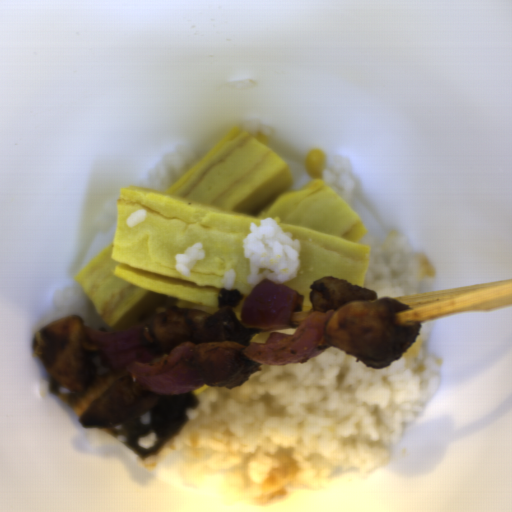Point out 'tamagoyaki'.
<instances>
[{"instance_id":"2","label":"tamagoyaki","mask_w":512,"mask_h":512,"mask_svg":"<svg viewBox=\"0 0 512 512\" xmlns=\"http://www.w3.org/2000/svg\"><path fill=\"white\" fill-rule=\"evenodd\" d=\"M211 385H207L205 382H204V385L201 386L200 388H197L195 390H192V391H189L191 394H193L195 397L197 395H199L201 392H203L204 390H206L208 387H210Z\"/></svg>"},{"instance_id":"1","label":"tamagoyaki","mask_w":512,"mask_h":512,"mask_svg":"<svg viewBox=\"0 0 512 512\" xmlns=\"http://www.w3.org/2000/svg\"><path fill=\"white\" fill-rule=\"evenodd\" d=\"M288 164L242 126H231L211 149L164 191L120 189L114 239L76 276L102 320L119 331L138 326L168 300L175 307L216 314L226 271L242 296L239 320L257 286L244 253L251 224L272 218L299 242V266L285 286L304 295L292 311L297 328L313 308L312 283L334 276L364 288L371 246L358 214L320 177L298 189ZM134 227L125 220L141 209ZM206 252L192 276L174 269L175 257L195 243Z\"/></svg>"}]
</instances>
